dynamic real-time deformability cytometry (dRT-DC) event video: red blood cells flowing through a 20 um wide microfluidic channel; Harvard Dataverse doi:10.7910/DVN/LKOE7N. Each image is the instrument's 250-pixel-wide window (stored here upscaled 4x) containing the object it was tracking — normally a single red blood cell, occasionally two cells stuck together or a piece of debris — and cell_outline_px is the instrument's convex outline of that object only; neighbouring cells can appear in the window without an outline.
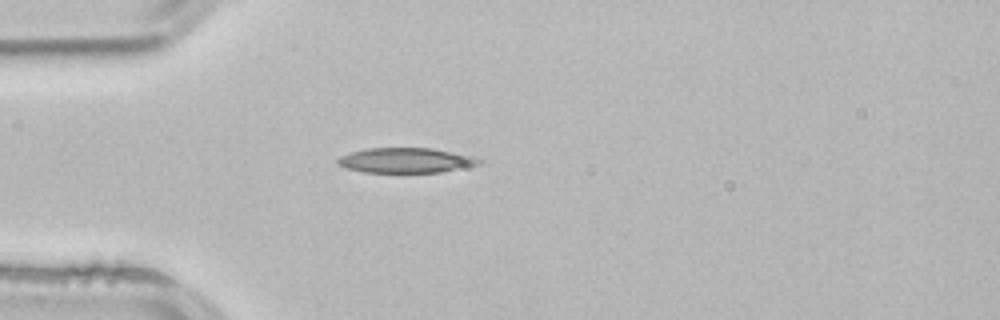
{"species": "common noctule bat (a hibernating species)", "species_latin": "Nyctalus noctula", "temperature_condition": "room temperature", "stored_images_in_passage": 3, "camera_frame_rate_fps": 3000, "um_per_image_px": 0.085, "animal": {"sex": "male", "body_mass_g": 21.5, "forearm_length_mm": 52.0}, "frame": {"image": 1, "passage_image": 3, "time_ms": 0.667, "image_size_px": [1000, 320], "cell_outline_px": [[484, 160], [480, 164], [440, 172], [364, 172], [344, 168], [336, 164], [336, 160], [340, 156], [352, 152], [368, 148], [432, 148], [472, 156]], "centroid_in_image_um": [34.46, 13.63], "position_along_channel_um": 50.5, "area_um2": 20.52}}